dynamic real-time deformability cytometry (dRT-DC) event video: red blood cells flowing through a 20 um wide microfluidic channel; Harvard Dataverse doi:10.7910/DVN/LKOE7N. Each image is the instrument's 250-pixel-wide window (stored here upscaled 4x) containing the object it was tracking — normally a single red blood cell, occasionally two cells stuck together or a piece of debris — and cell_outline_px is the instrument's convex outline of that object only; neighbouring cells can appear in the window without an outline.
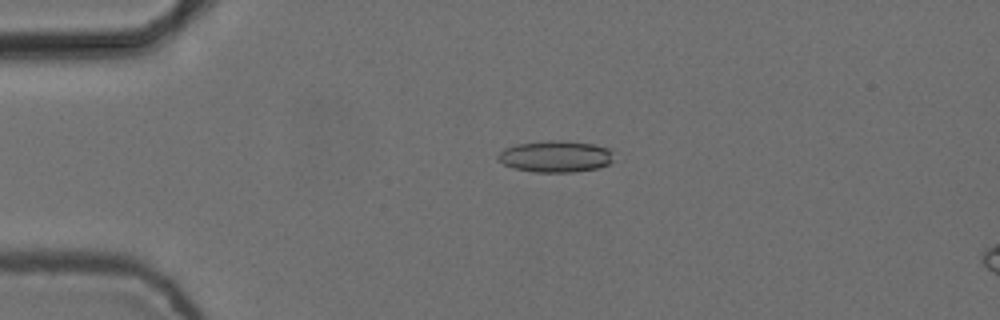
{"species": "common noctule bat (a hibernating species)", "species_latin": "Nyctalus noctula", "temperature_condition": "cold", "stored_images_in_passage": 5, "camera_frame_rate_fps": 3000, "um_per_image_px": 0.085, "animal": {"sex": "female", "body_mass_g": 24.6, "forearm_length_mm": 56.2}, "frame": {"image": 1, "passage_image": 3, "time_ms": 0.667, "image_size_px": [1000, 320], "cell_outline_px": [[612, 160], [608, 164], [600, 168], [572, 172], [536, 172], [512, 168], [496, 160], [496, 156], [504, 148], [516, 144], [548, 140], [564, 140], [592, 144], [608, 148], [612, 152]], "centroid_in_image_um": [47.19, 13.3], "position_along_channel_um": 37.8, "area_um2": 21.44}}